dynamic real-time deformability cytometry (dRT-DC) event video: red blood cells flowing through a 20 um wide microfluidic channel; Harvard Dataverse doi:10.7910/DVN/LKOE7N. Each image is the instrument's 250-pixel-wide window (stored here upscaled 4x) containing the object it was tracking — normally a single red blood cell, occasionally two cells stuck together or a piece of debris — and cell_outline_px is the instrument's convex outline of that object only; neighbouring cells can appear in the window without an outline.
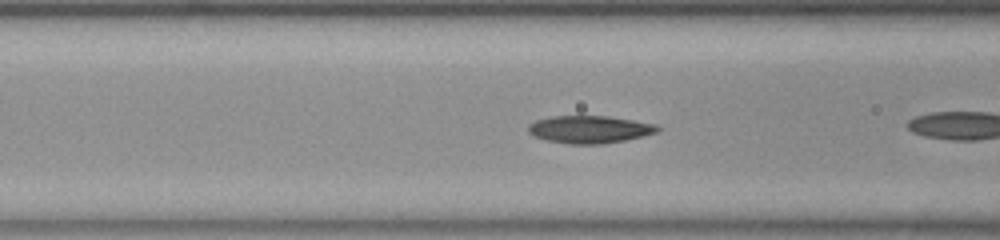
{"species": "common noctule bat (a hibernating species)", "species_latin": "Nyctalus noctula", "temperature_condition": "room temperature", "stored_images_in_passage": 40, "camera_frame_rate_fps": 3000, "um_per_image_px": 0.085, "animal": {"sex": "female", "body_mass_g": 23.0, "forearm_length_mm": 53.4}, "frame": {"image": 1, "passage_image": 18, "time_ms": 5.667, "image_size_px": [1000, 240], "cell_outline_px": [[660, 128], [656, 132], [644, 136], [624, 140], [600, 144], [568, 144], [548, 140], [536, 136], [528, 132], [528, 124], [536, 120], [552, 116], [608, 116], [656, 124]], "centroid_in_image_um": [50.11, 10.99], "position_along_channel_um": 116.5, "area_um2": 20.58}}
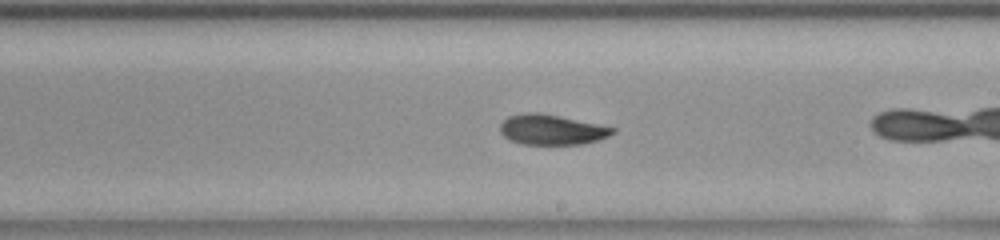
{"frame": {"image": 2, "passage_image": 28, "time_ms": 9.0, "image_size_px": [1000, 240], "cell_outline_px": [[616, 132], [608, 136], [596, 140], [580, 144], [520, 144], [504, 136], [500, 132], [500, 124], [508, 116], [524, 112], [540, 112], [616, 128]], "centroid_in_image_um": [46.86, 11.01], "position_along_channel_um": 242.1, "area_um2": 19.65}}
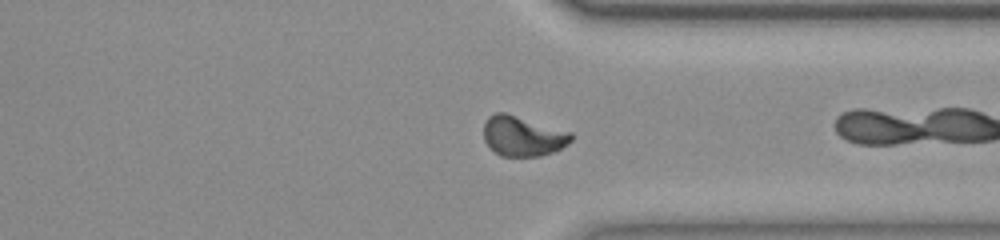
{"frame": {"image": 3, "passage_image": 38, "time_ms": 12.333, "image_size_px": [1000, 240], "cell_outline_px": [[572, 140], [568, 144], [552, 152], [540, 156], [500, 156], [484, 140], [484, 124], [488, 116], [496, 112], [504, 112], [572, 132]], "centroid_in_image_um": [44.43, 11.56], "position_along_channel_um": 367.0, "area_um2": 20.29}}